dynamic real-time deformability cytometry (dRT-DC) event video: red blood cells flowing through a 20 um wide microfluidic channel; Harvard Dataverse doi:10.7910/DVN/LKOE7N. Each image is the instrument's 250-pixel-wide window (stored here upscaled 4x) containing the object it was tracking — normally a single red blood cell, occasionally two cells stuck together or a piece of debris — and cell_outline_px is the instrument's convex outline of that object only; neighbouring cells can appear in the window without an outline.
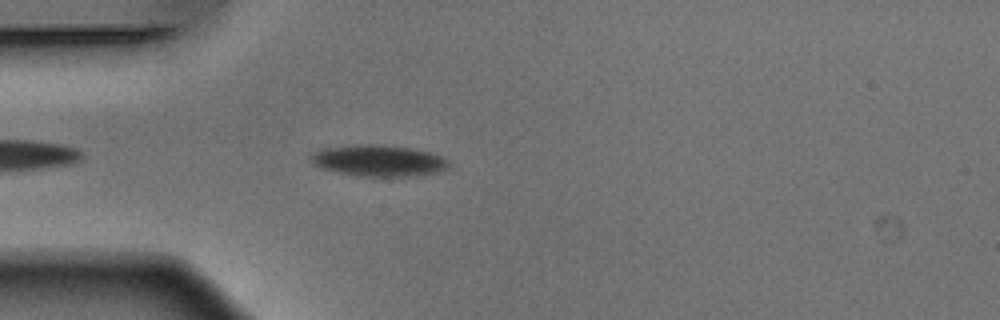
{"species": "Egyptian fruit bat (a non-hibernating species)", "species_latin": "Rousettus aegyptiacus", "temperature_condition": "warm", "stored_images_in_passage": 25, "camera_frame_rate_fps": 3000, "um_per_image_px": 0.085, "animal": {"sex": "male"}, "frame": {"image": 1, "passage_image": 4, "time_ms": 1.0, "image_size_px": [1000, 320], "cell_outline_px": [[452, 164], [448, 168], [440, 172], [416, 176], [360, 176], [340, 172], [324, 168], [316, 164], [312, 160], [312, 152], [324, 148], [356, 144], [376, 144], [412, 148], [432, 152], [444, 156]], "centroid_in_image_um": [32.3, 13.64], "position_along_channel_um": 52.7, "area_um2": 25.26}}
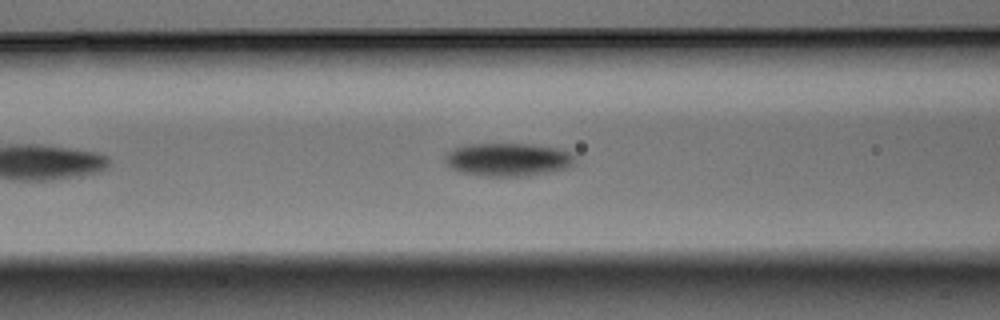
{"frame": {"image": 2, "passage_image": 10, "time_ms": 3.0, "image_size_px": [1000, 320], "cell_outline_px": [[576, 164], [568, 168], [552, 172], [528, 176], [480, 176], [464, 172], [452, 168], [444, 160], [444, 156], [452, 148], [468, 144], [524, 144], [556, 148], [568, 152], [576, 156]], "centroid_in_image_um": [43.21, 13.57], "position_along_channel_um": 123.4, "area_um2": 25.2}}
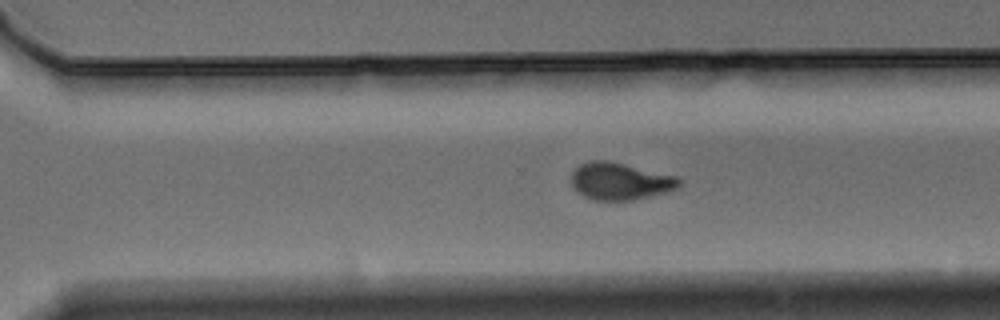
{"frame": {"image": 3, "passage_image": 22, "time_ms": 7.0, "image_size_px": [1000, 320], "cell_outline_px": [[680, 184], [676, 188], [664, 192], [632, 200], [592, 200], [576, 192], [572, 184], [572, 172], [580, 164], [592, 160], [608, 160], [676, 176], [680, 180]], "centroid_in_image_um": [52.66, 15.4], "position_along_channel_um": 317.9, "area_um2": 23.12}}